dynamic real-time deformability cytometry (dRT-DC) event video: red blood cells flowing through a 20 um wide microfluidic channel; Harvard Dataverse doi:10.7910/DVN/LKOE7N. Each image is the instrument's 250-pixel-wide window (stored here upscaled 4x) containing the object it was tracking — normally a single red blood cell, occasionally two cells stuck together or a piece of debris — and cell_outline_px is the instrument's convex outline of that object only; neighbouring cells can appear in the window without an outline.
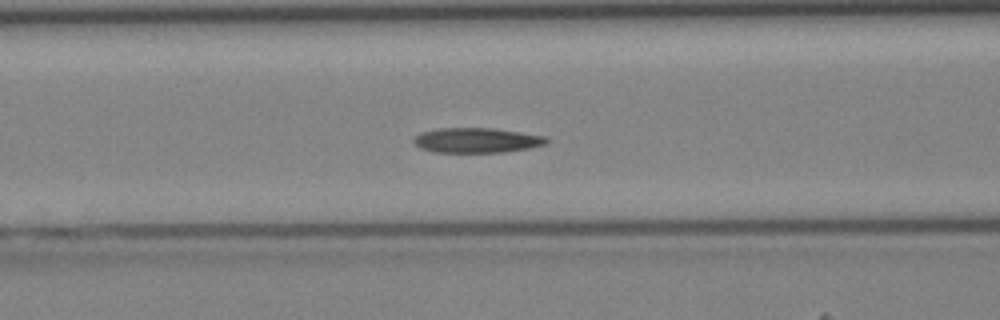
{"species": "Egyptian fruit bat (a non-hibernating species)", "species_latin": "Rousettus aegyptiacus", "temperature_condition": "cold", "stored_images_in_passage": 42, "camera_frame_rate_fps": 3000, "um_per_image_px": 0.085, "animal": {"sex": "female"}, "frame": {"image": 1, "passage_image": 17, "time_ms": 5.333, "image_size_px": [1000, 320], "cell_outline_px": [[548, 144], [528, 148], [504, 152], [436, 152], [420, 148], [412, 140], [420, 132], [436, 128], [492, 128], [548, 136]], "centroid_in_image_um": [40.54, 11.92], "position_along_channel_um": 126.1, "area_um2": 19.36}}
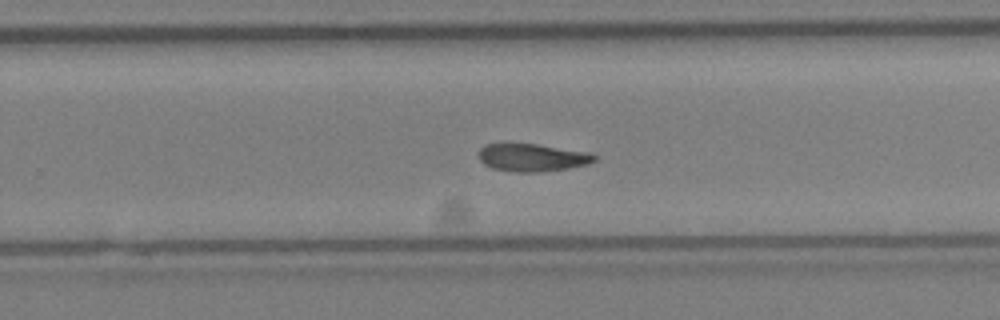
{"frame": {"image": 2, "passage_image": 27, "time_ms": 8.667, "image_size_px": [1000, 320], "cell_outline_px": [[596, 160], [588, 164], [568, 168], [540, 172], [512, 172], [492, 168], [484, 164], [480, 160], [480, 148], [484, 144], [536, 144], [592, 152], [596, 156]], "centroid_in_image_um": [45.27, 13.39], "position_along_channel_um": 284.5, "area_um2": 18.73}}
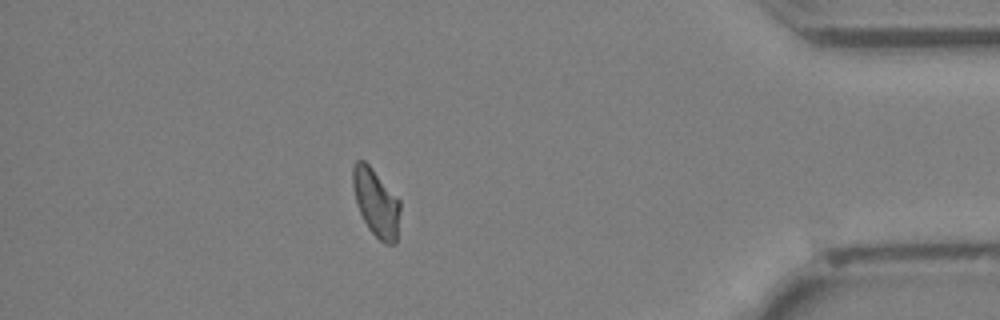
{"frame": {"image": 3, "passage_image": 37, "time_ms": 12.0, "image_size_px": [1000, 320], "cell_outline_px": [[400, 208], [396, 244], [384, 244], [368, 228], [356, 204], [352, 184], [352, 168], [356, 160], [364, 160], [372, 168], [400, 200]], "centroid_in_image_um": [31.96, 17.22], "position_along_channel_um": 403.2, "area_um2": 18.61}}